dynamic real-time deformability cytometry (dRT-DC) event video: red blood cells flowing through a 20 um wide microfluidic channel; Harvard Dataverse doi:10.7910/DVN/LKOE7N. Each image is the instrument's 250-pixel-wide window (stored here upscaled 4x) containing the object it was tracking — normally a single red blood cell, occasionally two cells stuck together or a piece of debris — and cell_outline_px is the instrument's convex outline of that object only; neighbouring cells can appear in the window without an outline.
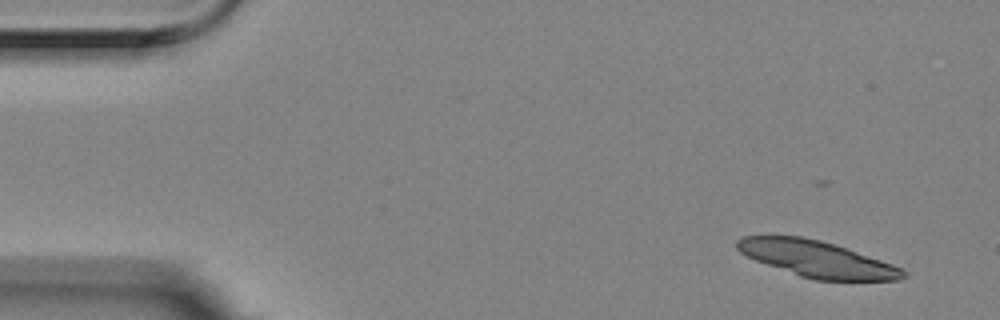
{"species": "Egyptian fruit bat (a non-hibernating species)", "species_latin": "Rousettus aegyptiacus", "temperature_condition": "room temperature", "stored_images_in_passage": 4, "camera_frame_rate_fps": 3000, "um_per_image_px": 0.085, "animal": {"sex": "female"}, "frame": {"image": 1, "passage_image": 1, "time_ms": 0.0, "image_size_px": [1000, 320], "cell_outline_px": [[908, 276], [900, 280], [812, 280], [800, 276], [756, 260], [740, 252], [736, 248], [736, 240], [744, 236], [804, 236], [820, 240], [892, 264], [908, 272]], "centroid_in_image_um": [69.43, 22.02], "position_along_channel_um": 15.6, "area_um2": 34.56}}